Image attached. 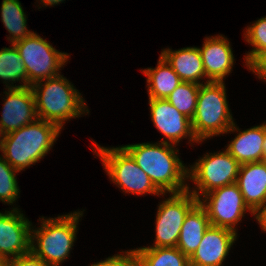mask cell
Here are the masks:
<instances>
[{"label":"cell","mask_w":266,"mask_h":266,"mask_svg":"<svg viewBox=\"0 0 266 266\" xmlns=\"http://www.w3.org/2000/svg\"><path fill=\"white\" fill-rule=\"evenodd\" d=\"M237 238V232L210 225L201 243L189 257L190 266H222Z\"/></svg>","instance_id":"cell-14"},{"label":"cell","mask_w":266,"mask_h":266,"mask_svg":"<svg viewBox=\"0 0 266 266\" xmlns=\"http://www.w3.org/2000/svg\"><path fill=\"white\" fill-rule=\"evenodd\" d=\"M240 163L227 151L206 154L188 169V178L196 183L192 194L201 196L225 185L237 182ZM191 169V170H190Z\"/></svg>","instance_id":"cell-8"},{"label":"cell","mask_w":266,"mask_h":266,"mask_svg":"<svg viewBox=\"0 0 266 266\" xmlns=\"http://www.w3.org/2000/svg\"><path fill=\"white\" fill-rule=\"evenodd\" d=\"M125 254H115L106 260L94 263L90 266H140V258L136 249L124 252Z\"/></svg>","instance_id":"cell-27"},{"label":"cell","mask_w":266,"mask_h":266,"mask_svg":"<svg viewBox=\"0 0 266 266\" xmlns=\"http://www.w3.org/2000/svg\"><path fill=\"white\" fill-rule=\"evenodd\" d=\"M43 4V6L45 5L46 7L48 5L52 6V5H56L59 4L61 2H63L64 0H40Z\"/></svg>","instance_id":"cell-31"},{"label":"cell","mask_w":266,"mask_h":266,"mask_svg":"<svg viewBox=\"0 0 266 266\" xmlns=\"http://www.w3.org/2000/svg\"><path fill=\"white\" fill-rule=\"evenodd\" d=\"M0 120L2 135L18 130L38 119L35 96L31 86L8 88Z\"/></svg>","instance_id":"cell-12"},{"label":"cell","mask_w":266,"mask_h":266,"mask_svg":"<svg viewBox=\"0 0 266 266\" xmlns=\"http://www.w3.org/2000/svg\"><path fill=\"white\" fill-rule=\"evenodd\" d=\"M161 56L182 81L203 84L200 80L206 77V74L198 47H187L177 51L168 48L161 52Z\"/></svg>","instance_id":"cell-17"},{"label":"cell","mask_w":266,"mask_h":266,"mask_svg":"<svg viewBox=\"0 0 266 266\" xmlns=\"http://www.w3.org/2000/svg\"><path fill=\"white\" fill-rule=\"evenodd\" d=\"M0 78L4 80L7 88H23L29 87L27 82V73L25 65L16 46L12 44L10 48H3L0 50ZM22 81V85L14 86L13 82ZM12 82L9 85L7 83Z\"/></svg>","instance_id":"cell-23"},{"label":"cell","mask_w":266,"mask_h":266,"mask_svg":"<svg viewBox=\"0 0 266 266\" xmlns=\"http://www.w3.org/2000/svg\"><path fill=\"white\" fill-rule=\"evenodd\" d=\"M244 37L254 48L244 57L247 66L259 53L266 52V16L248 27Z\"/></svg>","instance_id":"cell-26"},{"label":"cell","mask_w":266,"mask_h":266,"mask_svg":"<svg viewBox=\"0 0 266 266\" xmlns=\"http://www.w3.org/2000/svg\"><path fill=\"white\" fill-rule=\"evenodd\" d=\"M3 266H51L35 256L31 251L25 255L8 260Z\"/></svg>","instance_id":"cell-28"},{"label":"cell","mask_w":266,"mask_h":266,"mask_svg":"<svg viewBox=\"0 0 266 266\" xmlns=\"http://www.w3.org/2000/svg\"><path fill=\"white\" fill-rule=\"evenodd\" d=\"M14 45L25 65L27 82L30 86L61 75L59 70L69 58L67 53L59 52L34 32L25 39L15 42Z\"/></svg>","instance_id":"cell-7"},{"label":"cell","mask_w":266,"mask_h":266,"mask_svg":"<svg viewBox=\"0 0 266 266\" xmlns=\"http://www.w3.org/2000/svg\"><path fill=\"white\" fill-rule=\"evenodd\" d=\"M83 212L44 219L31 230V252L51 266H59L69 256L76 238L77 224ZM36 241V244H35Z\"/></svg>","instance_id":"cell-5"},{"label":"cell","mask_w":266,"mask_h":266,"mask_svg":"<svg viewBox=\"0 0 266 266\" xmlns=\"http://www.w3.org/2000/svg\"><path fill=\"white\" fill-rule=\"evenodd\" d=\"M199 48L208 81L223 82L234 65V56L227 38L222 35L207 37Z\"/></svg>","instance_id":"cell-15"},{"label":"cell","mask_w":266,"mask_h":266,"mask_svg":"<svg viewBox=\"0 0 266 266\" xmlns=\"http://www.w3.org/2000/svg\"><path fill=\"white\" fill-rule=\"evenodd\" d=\"M12 209L0 212V262L3 265L31 251L32 225L19 209Z\"/></svg>","instance_id":"cell-11"},{"label":"cell","mask_w":266,"mask_h":266,"mask_svg":"<svg viewBox=\"0 0 266 266\" xmlns=\"http://www.w3.org/2000/svg\"><path fill=\"white\" fill-rule=\"evenodd\" d=\"M260 227L263 231H266V202L254 213Z\"/></svg>","instance_id":"cell-30"},{"label":"cell","mask_w":266,"mask_h":266,"mask_svg":"<svg viewBox=\"0 0 266 266\" xmlns=\"http://www.w3.org/2000/svg\"><path fill=\"white\" fill-rule=\"evenodd\" d=\"M191 121L194 135L199 142L221 133L240 130L236 128L230 114L224 81L207 80L200 84L197 106Z\"/></svg>","instance_id":"cell-4"},{"label":"cell","mask_w":266,"mask_h":266,"mask_svg":"<svg viewBox=\"0 0 266 266\" xmlns=\"http://www.w3.org/2000/svg\"><path fill=\"white\" fill-rule=\"evenodd\" d=\"M247 67L258 75V78L266 81V52L259 53Z\"/></svg>","instance_id":"cell-29"},{"label":"cell","mask_w":266,"mask_h":266,"mask_svg":"<svg viewBox=\"0 0 266 266\" xmlns=\"http://www.w3.org/2000/svg\"><path fill=\"white\" fill-rule=\"evenodd\" d=\"M198 200L206 210L210 224L236 232L235 226L241 221L246 211L254 213L246 205L237 183L217 188Z\"/></svg>","instance_id":"cell-10"},{"label":"cell","mask_w":266,"mask_h":266,"mask_svg":"<svg viewBox=\"0 0 266 266\" xmlns=\"http://www.w3.org/2000/svg\"><path fill=\"white\" fill-rule=\"evenodd\" d=\"M200 84L194 82H182L166 98L180 113L192 120L198 99Z\"/></svg>","instance_id":"cell-24"},{"label":"cell","mask_w":266,"mask_h":266,"mask_svg":"<svg viewBox=\"0 0 266 266\" xmlns=\"http://www.w3.org/2000/svg\"><path fill=\"white\" fill-rule=\"evenodd\" d=\"M2 137H3V135H2L1 132H0V145H1Z\"/></svg>","instance_id":"cell-33"},{"label":"cell","mask_w":266,"mask_h":266,"mask_svg":"<svg viewBox=\"0 0 266 266\" xmlns=\"http://www.w3.org/2000/svg\"><path fill=\"white\" fill-rule=\"evenodd\" d=\"M263 151H264V161H266V131H265V138L263 143Z\"/></svg>","instance_id":"cell-32"},{"label":"cell","mask_w":266,"mask_h":266,"mask_svg":"<svg viewBox=\"0 0 266 266\" xmlns=\"http://www.w3.org/2000/svg\"><path fill=\"white\" fill-rule=\"evenodd\" d=\"M149 106L154 126L167 138L161 142L176 145L181 139L189 137L190 142L199 143L194 135L191 119L166 99H149Z\"/></svg>","instance_id":"cell-13"},{"label":"cell","mask_w":266,"mask_h":266,"mask_svg":"<svg viewBox=\"0 0 266 266\" xmlns=\"http://www.w3.org/2000/svg\"><path fill=\"white\" fill-rule=\"evenodd\" d=\"M14 169L3 156L0 157V200L7 204H13L19 193L16 174Z\"/></svg>","instance_id":"cell-25"},{"label":"cell","mask_w":266,"mask_h":266,"mask_svg":"<svg viewBox=\"0 0 266 266\" xmlns=\"http://www.w3.org/2000/svg\"><path fill=\"white\" fill-rule=\"evenodd\" d=\"M265 131L266 123L239 131L240 133L228 144L226 150L240 164L263 161Z\"/></svg>","instance_id":"cell-18"},{"label":"cell","mask_w":266,"mask_h":266,"mask_svg":"<svg viewBox=\"0 0 266 266\" xmlns=\"http://www.w3.org/2000/svg\"><path fill=\"white\" fill-rule=\"evenodd\" d=\"M1 20L8 30L11 44L23 40L32 32L27 30L26 14L18 0H3L1 4Z\"/></svg>","instance_id":"cell-22"},{"label":"cell","mask_w":266,"mask_h":266,"mask_svg":"<svg viewBox=\"0 0 266 266\" xmlns=\"http://www.w3.org/2000/svg\"><path fill=\"white\" fill-rule=\"evenodd\" d=\"M142 72L147 76L149 99H166L183 82L161 55L156 68Z\"/></svg>","instance_id":"cell-20"},{"label":"cell","mask_w":266,"mask_h":266,"mask_svg":"<svg viewBox=\"0 0 266 266\" xmlns=\"http://www.w3.org/2000/svg\"><path fill=\"white\" fill-rule=\"evenodd\" d=\"M210 225L206 210L198 202L184 219L176 247L190 257L196 251Z\"/></svg>","instance_id":"cell-19"},{"label":"cell","mask_w":266,"mask_h":266,"mask_svg":"<svg viewBox=\"0 0 266 266\" xmlns=\"http://www.w3.org/2000/svg\"><path fill=\"white\" fill-rule=\"evenodd\" d=\"M198 203L191 190L172 193V196L160 203L156 216V238L151 247H176L184 219Z\"/></svg>","instance_id":"cell-9"},{"label":"cell","mask_w":266,"mask_h":266,"mask_svg":"<svg viewBox=\"0 0 266 266\" xmlns=\"http://www.w3.org/2000/svg\"><path fill=\"white\" fill-rule=\"evenodd\" d=\"M31 88L38 118L54 123L60 129L64 121L89 113L81 94L63 75L46 79L44 84L36 82Z\"/></svg>","instance_id":"cell-3"},{"label":"cell","mask_w":266,"mask_h":266,"mask_svg":"<svg viewBox=\"0 0 266 266\" xmlns=\"http://www.w3.org/2000/svg\"><path fill=\"white\" fill-rule=\"evenodd\" d=\"M140 266H190L189 257L177 247H140Z\"/></svg>","instance_id":"cell-21"},{"label":"cell","mask_w":266,"mask_h":266,"mask_svg":"<svg viewBox=\"0 0 266 266\" xmlns=\"http://www.w3.org/2000/svg\"><path fill=\"white\" fill-rule=\"evenodd\" d=\"M236 183L246 205L255 213L266 202V161L240 164Z\"/></svg>","instance_id":"cell-16"},{"label":"cell","mask_w":266,"mask_h":266,"mask_svg":"<svg viewBox=\"0 0 266 266\" xmlns=\"http://www.w3.org/2000/svg\"><path fill=\"white\" fill-rule=\"evenodd\" d=\"M60 130L54 123L38 118L35 122L3 135L0 151L14 169L24 170L50 151Z\"/></svg>","instance_id":"cell-2"},{"label":"cell","mask_w":266,"mask_h":266,"mask_svg":"<svg viewBox=\"0 0 266 266\" xmlns=\"http://www.w3.org/2000/svg\"><path fill=\"white\" fill-rule=\"evenodd\" d=\"M166 142L141 143L122 146L136 164L150 177L155 187L165 195L188 190L186 168L178 158V150Z\"/></svg>","instance_id":"cell-1"},{"label":"cell","mask_w":266,"mask_h":266,"mask_svg":"<svg viewBox=\"0 0 266 266\" xmlns=\"http://www.w3.org/2000/svg\"><path fill=\"white\" fill-rule=\"evenodd\" d=\"M95 147L97 150L94 151L101 158L105 172L122 191L136 195L162 194L122 146L105 148L95 144Z\"/></svg>","instance_id":"cell-6"}]
</instances>
